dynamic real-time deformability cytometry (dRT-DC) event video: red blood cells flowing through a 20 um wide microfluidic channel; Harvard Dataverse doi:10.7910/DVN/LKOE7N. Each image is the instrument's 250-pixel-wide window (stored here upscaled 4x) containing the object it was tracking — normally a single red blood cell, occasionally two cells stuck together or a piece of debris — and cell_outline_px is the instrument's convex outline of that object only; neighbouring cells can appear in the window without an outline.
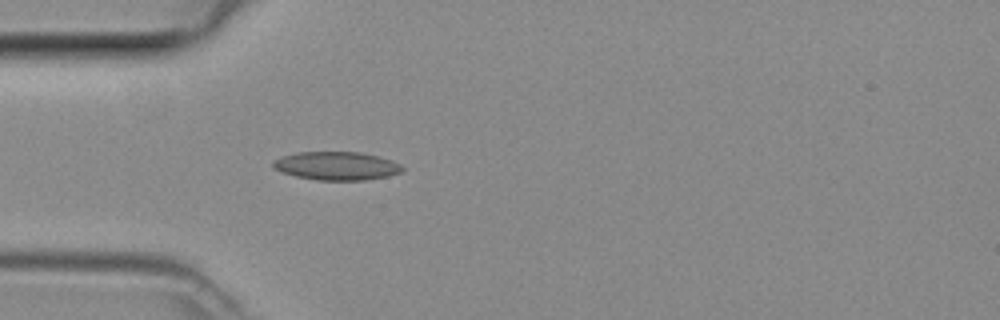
{"species": "common noctule bat (a hibernating species)", "species_latin": "Nyctalus noctula", "temperature_condition": "room temperature", "stored_images_in_passage": 28, "camera_frame_rate_fps": 3000, "um_per_image_px": 0.085, "animal": {"sex": "female", "body_mass_g": 29.2, "forearm_length_mm": 56.3}, "frame": {"image": 1, "passage_image": 1, "time_ms": 0.0, "image_size_px": [1000, 320], "cell_outline_px": [[404, 168], [400, 172], [388, 176], [364, 180], [316, 180], [296, 176], [272, 168], [272, 160], [280, 156], [296, 152], [360, 152], [392, 160], [400, 164]], "centroid_in_image_um": [28.57, 14.09], "position_along_channel_um": 56.4, "area_um2": 21.39}}
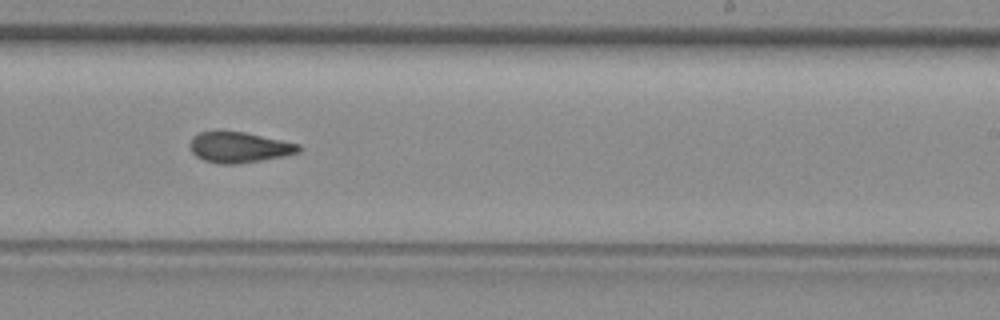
{"frame": {"image": 2, "passage_image": 16, "time_ms": 5.0, "image_size_px": [1000, 320], "cell_outline_px": [[300, 152], [260, 160], [232, 164], [216, 164], [204, 160], [196, 156], [192, 152], [192, 136], [200, 132], [244, 132], [300, 144]], "centroid_in_image_um": [20.32, 12.52], "position_along_channel_um": 268.7, "area_um2": 18.9}}
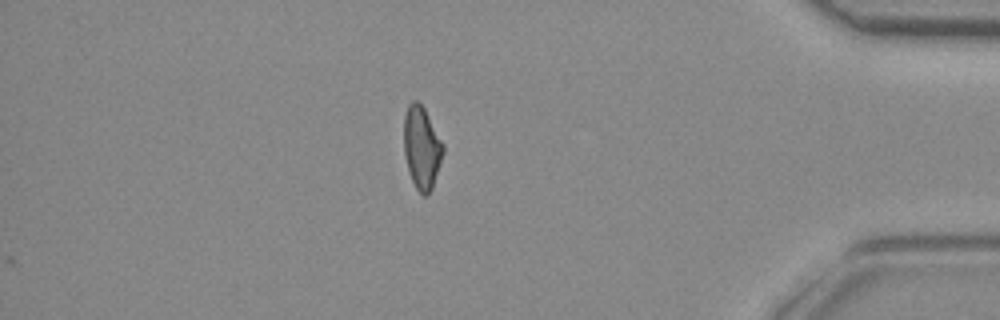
{"frame": {"image": 3, "passage_image": 28, "time_ms": 9.0, "image_size_px": [1000, 320], "cell_outline_px": [[444, 152], [432, 188], [424, 196], [416, 188], [408, 172], [404, 152], [404, 116], [408, 104], [412, 100], [416, 100], [424, 108], [444, 144]], "centroid_in_image_um": [35.84, 12.52], "position_along_channel_um": 399.4, "area_um2": 18.79}}